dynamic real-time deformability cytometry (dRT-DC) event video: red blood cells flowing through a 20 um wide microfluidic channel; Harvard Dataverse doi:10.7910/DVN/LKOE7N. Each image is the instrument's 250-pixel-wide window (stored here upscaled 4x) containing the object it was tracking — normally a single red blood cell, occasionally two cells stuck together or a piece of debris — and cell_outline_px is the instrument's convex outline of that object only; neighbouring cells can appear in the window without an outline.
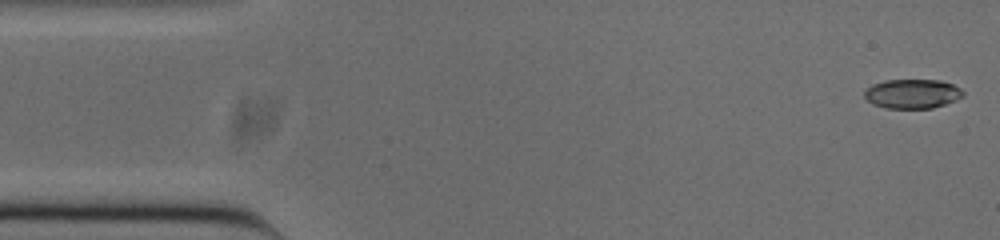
{"species": "common noctule bat (a hibernating species)", "species_latin": "Nyctalus noctula", "temperature_condition": "cold", "stored_images_in_passage": 52, "camera_frame_rate_fps": 3000, "um_per_image_px": 0.085, "animal": {"sex": "male", "body_mass_g": 20.0, "forearm_length_mm": 53.3}, "frame": {"image": 1, "passage_image": 1, "time_ms": 0.0, "image_size_px": [1000, 240], "cell_outline_px": [[964, 96], [956, 100], [932, 108], [884, 108], [872, 104], [864, 96], [864, 92], [872, 84], [884, 80], [940, 80], [952, 84], [960, 88], [964, 92]], "centroid_in_image_um": [77.55, 7.97], "position_along_channel_um": 7.5, "area_um2": 16.88}}
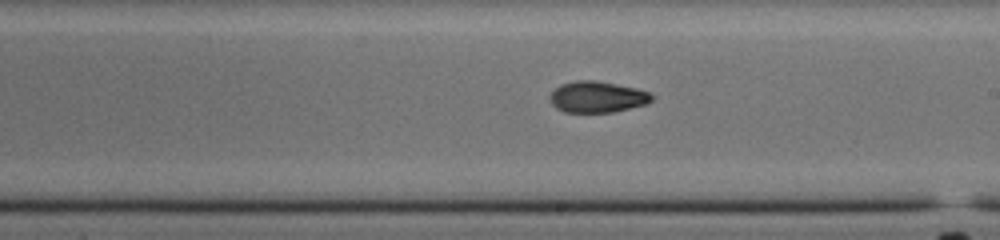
{"frame": {"image": 2, "passage_image": 28, "time_ms": 9.0, "image_size_px": [1000, 240], "cell_outline_px": [[652, 100], [644, 104], [612, 112], [564, 112], [556, 108], [552, 104], [548, 96], [560, 84], [576, 80], [596, 80], [636, 88], [648, 92], [652, 96]], "centroid_in_image_um": [50.71, 8.23], "position_along_channel_um": 238.3, "area_um2": 18.38}}
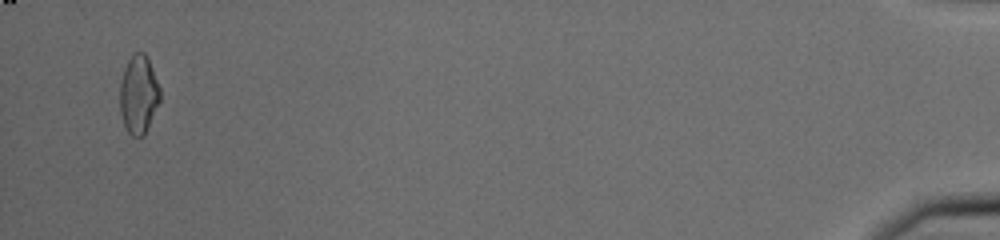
{"frame": {"image": 3, "passage_image": 50, "time_ms": 16.333, "image_size_px": [1000, 240], "cell_outline_px": [[160, 100], [144, 136], [132, 136], [128, 132], [124, 124], [120, 112], [120, 80], [124, 68], [132, 52], [144, 52], [152, 68], [160, 88]], "centroid_in_image_um": [11.77, 8.02], "position_along_channel_um": 423.4, "area_um2": 18.32}, "authors_computed_cell_mechanics": {"area_um2": 18.2648, "velocity_mm_per_s": 3.8485, "shape_relaxation_time_tau1_ms": null, "shape_relaxation_time_tau2_ms": 3.9268, "deformation_change_tau1": null, "deformation_change_tau2": 0.0858}}